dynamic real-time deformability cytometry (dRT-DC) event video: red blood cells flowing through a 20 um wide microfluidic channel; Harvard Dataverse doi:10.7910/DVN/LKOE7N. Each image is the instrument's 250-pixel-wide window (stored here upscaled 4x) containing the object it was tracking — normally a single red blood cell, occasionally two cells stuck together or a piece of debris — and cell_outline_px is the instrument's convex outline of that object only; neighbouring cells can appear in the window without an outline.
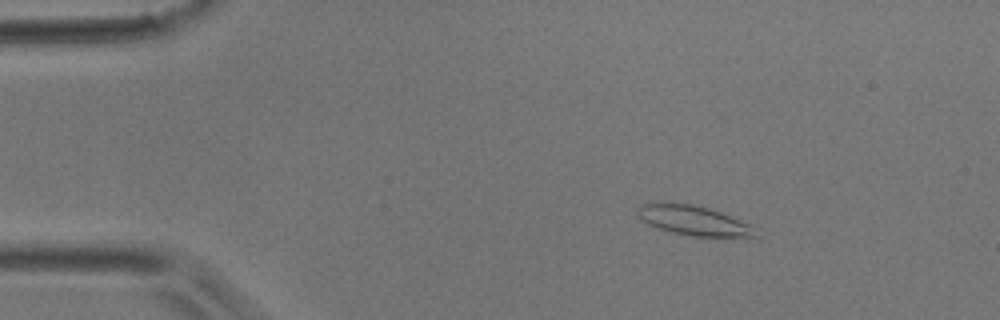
{"species": "common noctule bat (a hibernating species)", "species_latin": "Nyctalus noctula", "temperature_condition": "room temperature", "stored_images_in_passage": 2, "camera_frame_rate_fps": 3000, "um_per_image_px": 0.085, "animal": {"sex": "male", "body_mass_g": 17.9}, "frame": {"image": 1, "passage_image": 1, "time_ms": 0.0, "image_size_px": [1000, 320], "cell_outline_px": [[760, 236], [692, 236], [672, 232], [648, 224], [636, 212], [636, 208], [640, 204], [692, 204], [708, 208], [720, 212], [748, 224]], "centroid_in_image_um": [58.93, 18.75], "position_along_channel_um": 26.1, "area_um2": 19.54}}